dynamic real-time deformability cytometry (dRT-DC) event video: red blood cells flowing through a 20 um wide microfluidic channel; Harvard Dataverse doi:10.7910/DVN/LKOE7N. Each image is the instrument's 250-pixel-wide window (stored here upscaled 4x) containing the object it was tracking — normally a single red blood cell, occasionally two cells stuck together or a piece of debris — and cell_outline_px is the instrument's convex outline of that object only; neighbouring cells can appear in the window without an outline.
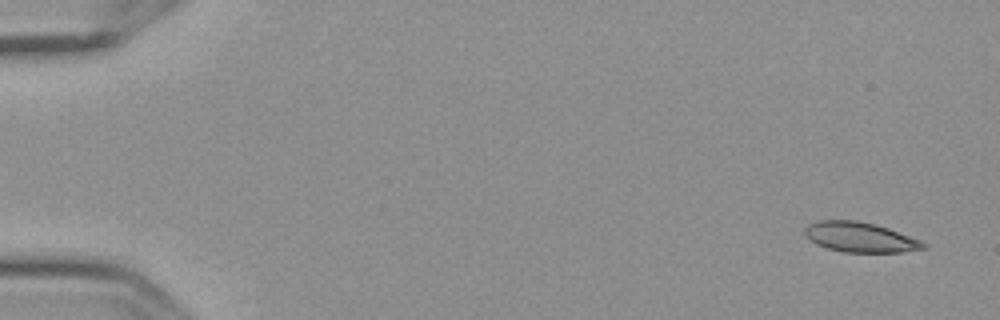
{"species": "Egyptian fruit bat (a non-hibernating species)", "species_latin": "Rousettus aegyptiacus", "temperature_condition": "cold", "stored_images_in_passage": 10, "camera_frame_rate_fps": 3000, "um_per_image_px": 0.085, "frame": {"image": 1, "passage_image": 1, "time_ms": 0.0, "image_size_px": [1000, 320], "cell_outline_px": [[928, 248], [904, 252], [844, 252], [828, 248], [816, 244], [808, 240], [804, 236], [804, 228], [808, 224], [816, 220], [856, 220], [876, 224], [888, 228], [920, 240], [928, 244]], "centroid_in_image_um": [73.09, 20.16], "position_along_channel_um": 11.9, "area_um2": 20.98}}
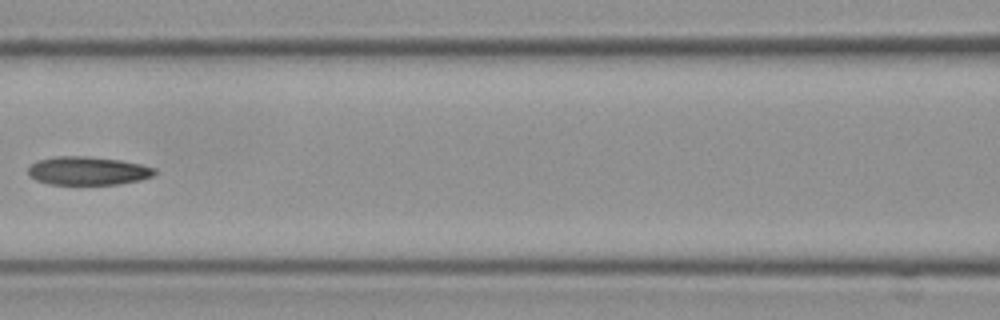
{"frame": {"image": 2, "passage_image": 7, "time_ms": 2.0, "image_size_px": [1000, 320], "cell_outline_px": [[156, 176], [140, 180], [116, 184], [48, 184], [36, 180], [28, 176], [28, 168], [36, 160], [56, 156], [84, 156], [120, 160], [140, 164], [156, 168]], "centroid_in_image_um": [7.46, 14.52], "position_along_channel_um": 159.1, "area_um2": 21.04}}
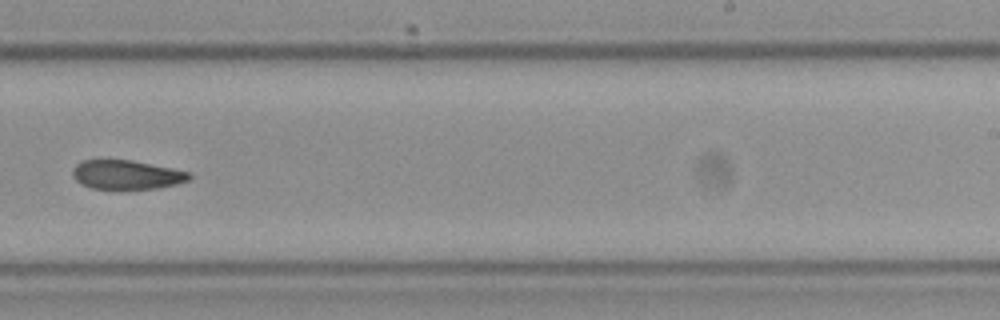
{"frame": {"image": 3, "passage_image": 10, "time_ms": 3.0, "image_size_px": [1000, 320], "cell_outline_px": [[192, 176], [188, 180], [176, 184], [156, 188], [92, 188], [80, 184], [72, 176], [72, 168], [80, 160], [132, 160], [172, 168], [188, 172]], "centroid_in_image_um": [10.71, 14.83], "position_along_channel_um": 278.3, "area_um2": 19.59}}